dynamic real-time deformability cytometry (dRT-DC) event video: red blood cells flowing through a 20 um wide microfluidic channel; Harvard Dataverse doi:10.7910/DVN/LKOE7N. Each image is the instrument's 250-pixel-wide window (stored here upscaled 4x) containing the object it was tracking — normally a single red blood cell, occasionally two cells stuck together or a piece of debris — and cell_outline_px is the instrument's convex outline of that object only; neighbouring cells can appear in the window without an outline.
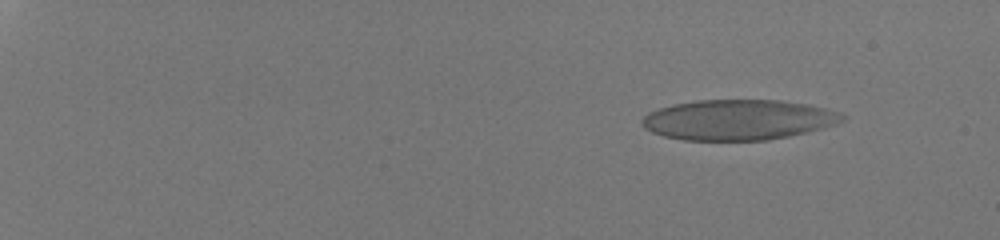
{"species": "human", "species_latin": "Homo sapiens", "temperature_condition": "room temperature", "stored_images_in_passage": 53, "camera_frame_rate_fps": 3000, "um_per_image_px": 0.085, "donor": {"sex": "male"}, "frame": {"image": 1, "passage_image": 7, "time_ms": 2.0, "image_size_px": [1000, 240], "cell_outline_px": [[848, 116], [844, 120], [836, 124], [788, 136], [768, 140], [684, 140], [664, 136], [652, 132], [644, 128], [640, 124], [640, 120], [648, 112], [672, 104], [696, 100], [780, 100], [808, 104], [840, 112]], "centroid_in_image_um": [62.72, 10.17], "position_along_channel_um": 22.3, "area_um2": 47.16}}
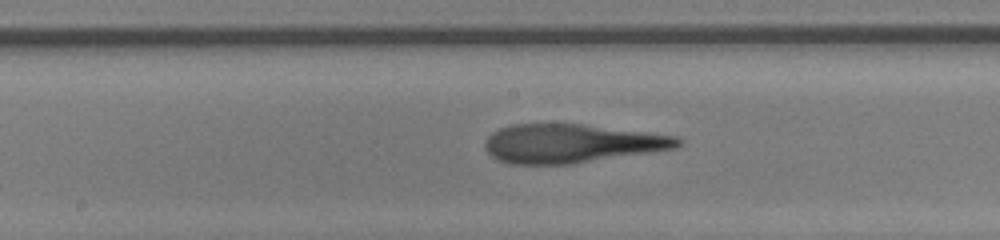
{"frame": {"image": 2, "passage_image": 33, "time_ms": 10.667, "image_size_px": [1000, 240], "cell_outline_px": [[684, 140], [676, 148], [572, 164], [508, 164], [496, 160], [484, 148], [484, 144], [488, 136], [492, 132], [500, 128], [512, 124], [584, 124], [676, 136]], "centroid_in_image_um": [48.54, 12.2], "position_along_channel_um": 199.7, "area_um2": 43.52}}
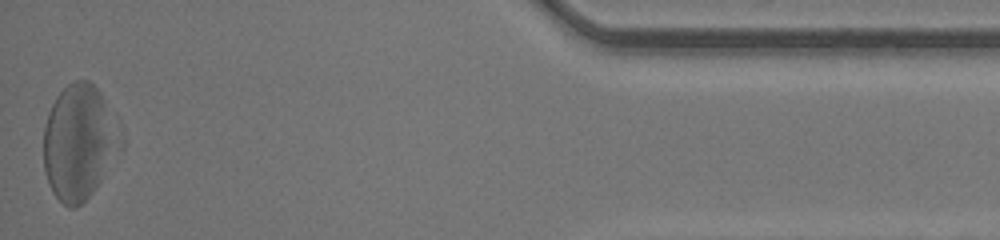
{"frame": {"image": 3, "passage_image": 53, "time_ms": 17.333, "image_size_px": [1000, 240], "cell_outline_px": [[124, 148], [92, 192], [76, 208], [68, 208], [52, 192], [48, 184], [44, 172], [44, 128], [48, 112], [56, 96], [68, 84], [76, 80], [88, 80], [100, 92], [124, 140]], "centroid_in_image_um": [6.73, 12.11], "position_along_channel_um": 428.5, "area_um2": 51.62}}